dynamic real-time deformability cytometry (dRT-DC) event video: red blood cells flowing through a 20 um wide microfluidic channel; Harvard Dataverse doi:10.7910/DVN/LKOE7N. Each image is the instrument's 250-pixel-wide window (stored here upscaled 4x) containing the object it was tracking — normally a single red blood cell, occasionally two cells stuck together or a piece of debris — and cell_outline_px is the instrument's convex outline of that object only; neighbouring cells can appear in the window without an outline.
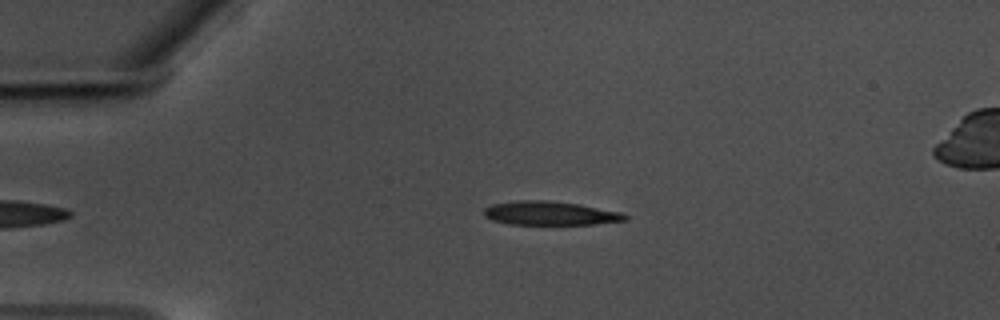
{"species": "common noctule bat (a hibernating species)", "species_latin": "Nyctalus noctula", "temperature_condition": "warm", "stored_images_in_passage": 41, "camera_frame_rate_fps": 3000, "um_per_image_px": 0.085, "animal": {"sex": "male", "body_mass_g": 17.5, "forearm_length_mm": 52.3}, "frame": {"image": 1, "passage_image": 2, "time_ms": 0.333, "image_size_px": [1000, 320], "cell_outline_px": [[628, 220], [596, 224], [508, 224], [492, 220], [484, 216], [484, 208], [492, 204], [520, 200], [544, 200], [580, 204], [620, 212], [628, 216]], "centroid_in_image_um": [46.76, 18.13], "position_along_channel_um": 38.2, "area_um2": 19.54}}
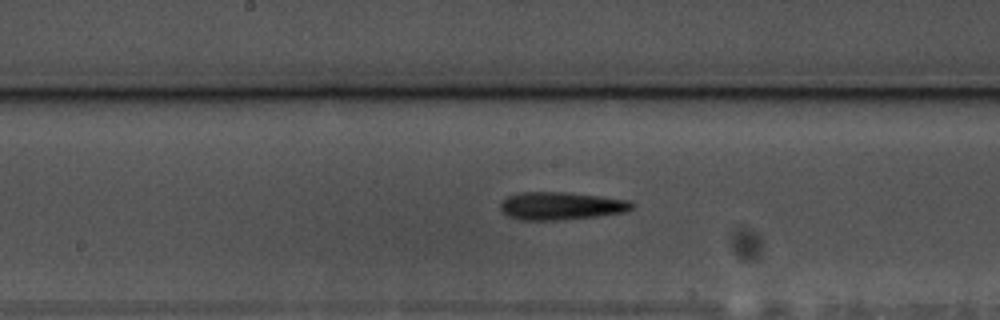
{"frame": {"image": 2, "passage_image": 19, "time_ms": 6.0, "image_size_px": [1000, 320], "cell_outline_px": [[636, 204], [632, 208], [624, 212], [600, 216], [564, 220], [520, 220], [508, 216], [500, 212], [500, 204], [508, 196], [520, 192], [564, 192], [600, 196], [628, 200]], "centroid_in_image_um": [47.68, 17.51], "position_along_channel_um": 200.5, "area_um2": 21.5}}
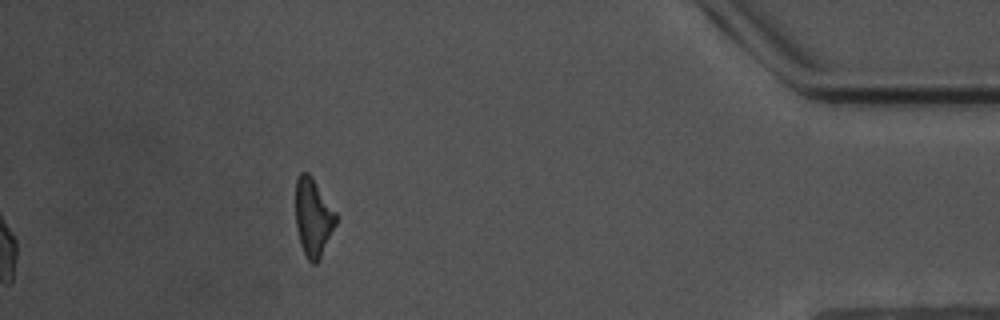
{"frame": {"image": 3, "passage_image": 41, "time_ms": 13.333, "image_size_px": [1000, 320], "cell_outline_px": [[336, 224], [316, 264], [312, 264], [308, 260], [300, 244], [296, 228], [296, 180], [300, 172], [308, 172], [312, 176], [336, 212]], "centroid_in_image_um": [26.6, 18.45], "position_along_channel_um": 408.6, "area_um2": 18.15}, "authors_computed_cell_mechanics": {"area_um2": 19.8254, "velocity_mm_per_s": 3.5194, "shape_relaxation_time_tau1_ms": 2.5186, "shape_relaxation_time_tau2_ms": 6.1318, "deformation_change_tau1": 0.1514, "deformation_change_tau2": 0.2034}}